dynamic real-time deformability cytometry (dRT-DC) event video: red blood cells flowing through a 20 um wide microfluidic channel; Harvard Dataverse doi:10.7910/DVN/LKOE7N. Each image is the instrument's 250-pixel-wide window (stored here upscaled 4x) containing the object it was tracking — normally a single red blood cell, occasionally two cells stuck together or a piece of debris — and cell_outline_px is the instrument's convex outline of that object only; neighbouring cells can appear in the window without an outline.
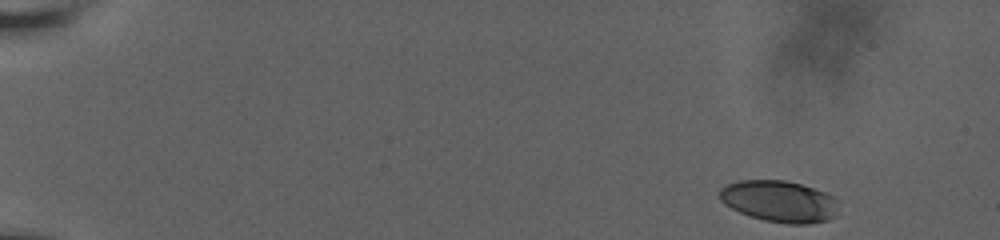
{"species": "human", "species_latin": "Homo sapiens", "temperature_condition": "room temperature", "stored_images_in_passage": 31, "camera_frame_rate_fps": 3000, "um_per_image_px": 0.085, "donor": {"sex": "male"}, "frame": {"image": 1, "passage_image": 1, "time_ms": 0.0, "image_size_px": [1000, 240], "cell_outline_px": [[836, 216], [828, 220], [808, 224], [788, 224], [764, 220], [740, 212], [724, 204], [720, 200], [720, 188], [728, 184], [740, 180], [784, 180], [800, 184], [824, 192], [832, 196], [836, 212]], "centroid_in_image_um": [66.2, 17.11], "position_along_channel_um": 18.8, "area_um2": 28.38}}
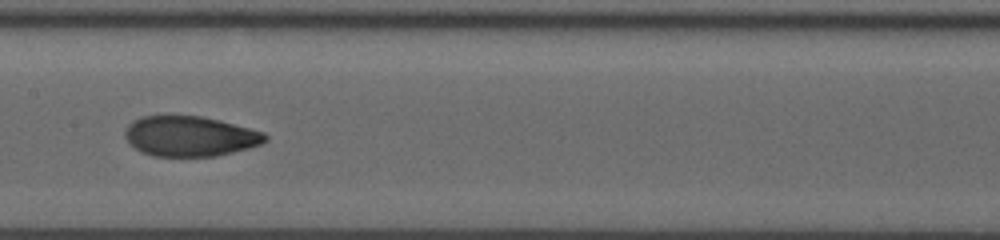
{"frame": {"image": 2, "passage_image": 16, "time_ms": 9.0, "image_size_px": [1000, 240], "cell_outline_px": [[268, 140], [260, 144], [248, 148], [216, 156], [152, 156], [140, 152], [128, 144], [124, 136], [124, 132], [128, 124], [140, 116], [200, 116], [220, 120], [264, 132], [268, 136]], "centroid_in_image_um": [16.11, 11.58], "position_along_channel_um": 191.3, "area_um2": 33.0}}
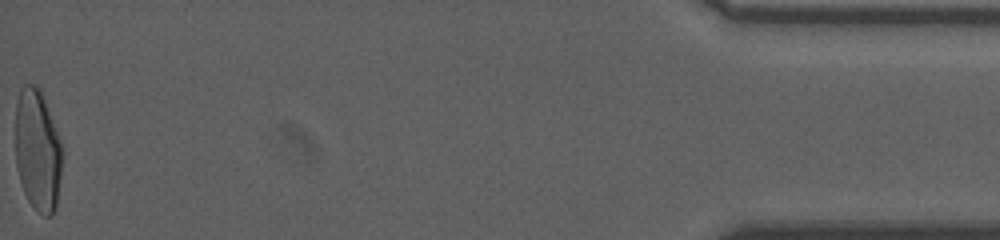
{"frame": {"image": 3, "passage_image": 31, "time_ms": 18.0, "image_size_px": [1000, 240], "cell_outline_px": [[60, 176], [56, 208], [52, 216], [44, 216], [28, 200], [24, 192], [20, 180], [16, 164], [16, 104], [20, 88], [24, 84], [32, 84], [40, 88], [60, 140]], "centroid_in_image_um": [3.17, 12.76], "position_along_channel_um": 432.0, "area_um2": 32.66}, "authors_computed_cell_mechanics": {"area_um2": 32.1368, "velocity_mm_per_s": 3.6517, "shape_relaxation_time_tau1_ms": 4.6872, "shape_relaxation_time_tau2_ms": 1.0498, "deformation_change_tau1": 0.162, "deformation_change_tau2": 0.0452}}